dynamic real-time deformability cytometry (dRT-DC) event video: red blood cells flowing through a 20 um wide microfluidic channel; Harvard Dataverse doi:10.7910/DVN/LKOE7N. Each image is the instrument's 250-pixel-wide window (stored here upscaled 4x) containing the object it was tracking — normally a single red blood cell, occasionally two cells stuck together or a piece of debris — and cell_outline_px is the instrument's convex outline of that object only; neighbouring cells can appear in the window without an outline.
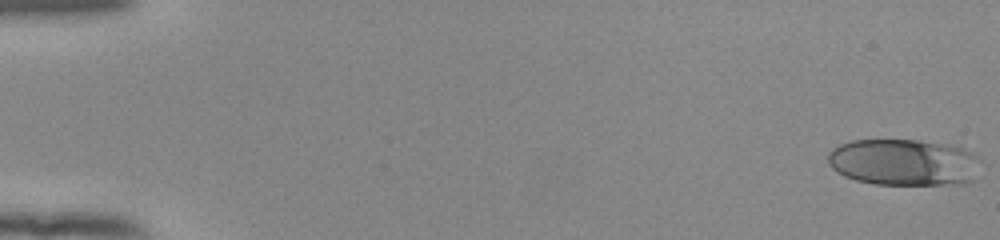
{"species": "human", "species_latin": "Homo sapiens", "temperature_condition": "room temperature", "stored_images_in_passage": 54, "camera_frame_rate_fps": 3000, "um_per_image_px": 0.085, "donor": {"sex": "female"}, "frame": {"image": 1, "passage_image": 1, "time_ms": 0.0, "image_size_px": [1000, 240], "cell_outline_px": [[980, 160], [972, 180], [956, 184], [876, 184], [856, 180], [844, 176], [836, 172], [828, 164], [828, 152], [832, 148], [840, 144], [852, 140], [916, 140], [944, 144], [964, 148], [972, 152]], "centroid_in_image_um": [76.77, 13.79], "position_along_channel_um": 8.2, "area_um2": 41.38}}
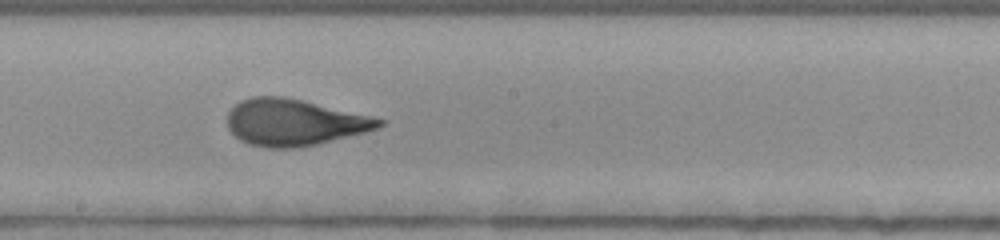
{"frame": {"image": 2, "passage_image": 31, "time_ms": 10.0, "image_size_px": [1000, 240], "cell_outline_px": [[388, 120], [384, 124], [376, 128], [364, 132], [316, 144], [296, 148], [268, 148], [248, 144], [240, 140], [228, 128], [228, 112], [240, 100], [252, 96], [284, 96], [372, 116]], "centroid_in_image_um": [24.99, 10.4], "position_along_channel_um": 223.2, "area_um2": 40.98}}
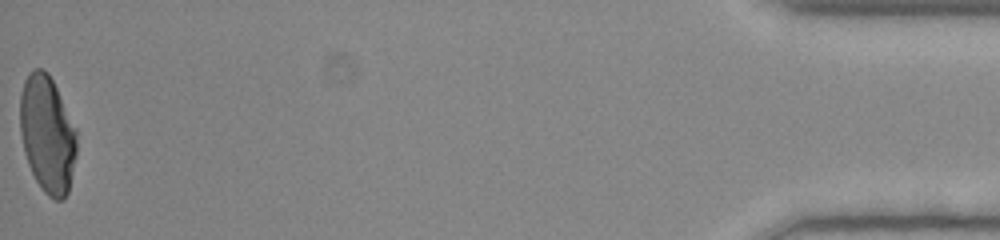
{"frame": {"image": 3, "passage_image": 54, "time_ms": 17.667, "image_size_px": [1000, 240], "cell_outline_px": [[76, 156], [68, 192], [64, 200], [56, 200], [48, 196], [44, 192], [36, 180], [28, 164], [24, 152], [20, 132], [20, 92], [24, 80], [28, 72], [32, 68], [44, 68], [48, 72], [76, 128]], "centroid_in_image_um": [4.01, 11.39], "position_along_channel_um": 431.2, "area_um2": 38.84}, "authors_computed_cell_mechanics": {"area_um2": 40.46, "velocity_mm_per_s": 3.8948, "shape_relaxation_time_tau1_ms": 5.6859, "shape_relaxation_time_tau2_ms": 0.8248, "deformation_change_tau1": 0.2505, "deformation_change_tau2": 0.0892}}